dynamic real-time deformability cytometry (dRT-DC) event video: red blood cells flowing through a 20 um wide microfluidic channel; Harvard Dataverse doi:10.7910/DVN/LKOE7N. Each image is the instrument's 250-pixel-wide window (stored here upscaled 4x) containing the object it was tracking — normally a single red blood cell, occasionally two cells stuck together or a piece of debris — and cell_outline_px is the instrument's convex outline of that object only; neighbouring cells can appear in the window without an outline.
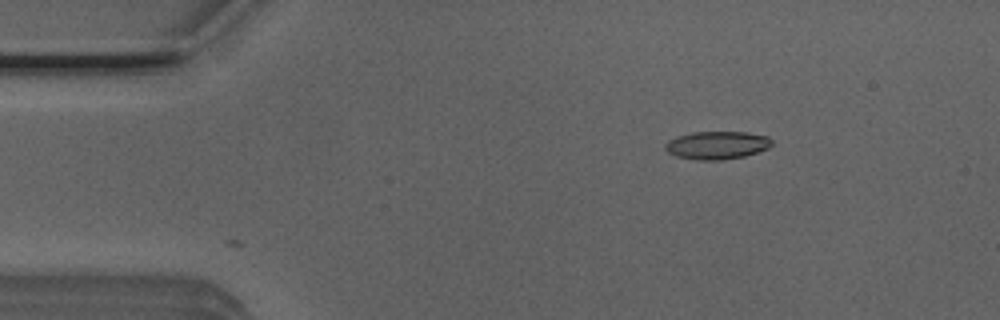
{"species": "Egyptian fruit bat (a non-hibernating species)", "species_latin": "Rousettus aegyptiacus", "temperature_condition": "room temperature", "stored_images_in_passage": 31, "camera_frame_rate_fps": 3000, "um_per_image_px": 0.085, "animal": {"sex": "male"}, "frame": {"image": 1, "passage_image": 1, "time_ms": 0.0, "image_size_px": [1000, 320], "cell_outline_px": [[772, 144], [768, 148], [744, 156], [720, 160], [696, 160], [676, 156], [668, 152], [664, 148], [664, 144], [668, 140], [676, 136], [692, 132], [748, 132], [768, 136], [772, 140]], "centroid_in_image_um": [60.92, 12.33], "position_along_channel_um": 24.1, "area_um2": 17.46}}
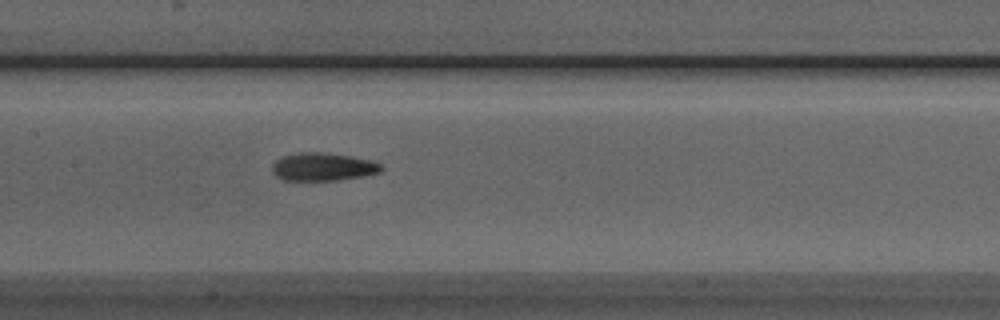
{"frame": {"image": 2, "passage_image": 18, "time_ms": 5.667, "image_size_px": [1000, 320], "cell_outline_px": [[384, 168], [380, 172], [364, 176], [336, 180], [284, 180], [276, 176], [272, 172], [272, 164], [276, 160], [284, 156], [300, 152], [320, 152], [352, 156], [372, 160], [380, 164]], "centroid_in_image_um": [27.46, 14.18], "position_along_channel_um": 179.9, "area_um2": 17.8}}
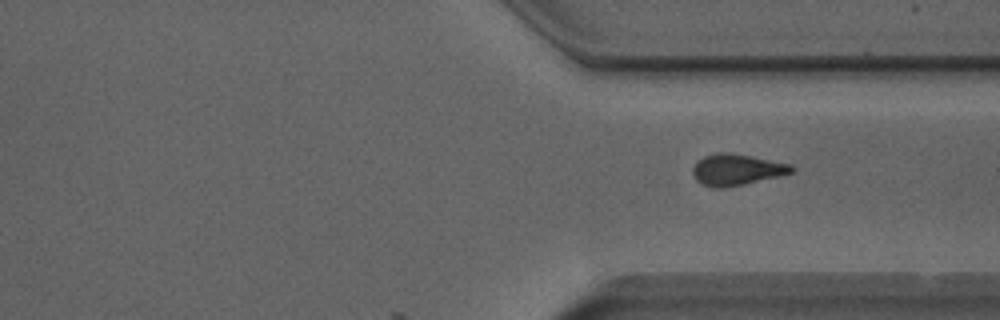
{"frame": {"image": 3, "passage_image": 31, "time_ms": 10.0, "image_size_px": [1000, 320], "cell_outline_px": [[796, 168], [792, 172], [744, 184], [724, 188], [712, 188], [696, 180], [692, 176], [692, 168], [704, 156], [720, 152], [732, 152], [792, 164]], "centroid_in_image_um": [62.6, 14.41], "position_along_channel_um": 348.8, "area_um2": 17.92}}